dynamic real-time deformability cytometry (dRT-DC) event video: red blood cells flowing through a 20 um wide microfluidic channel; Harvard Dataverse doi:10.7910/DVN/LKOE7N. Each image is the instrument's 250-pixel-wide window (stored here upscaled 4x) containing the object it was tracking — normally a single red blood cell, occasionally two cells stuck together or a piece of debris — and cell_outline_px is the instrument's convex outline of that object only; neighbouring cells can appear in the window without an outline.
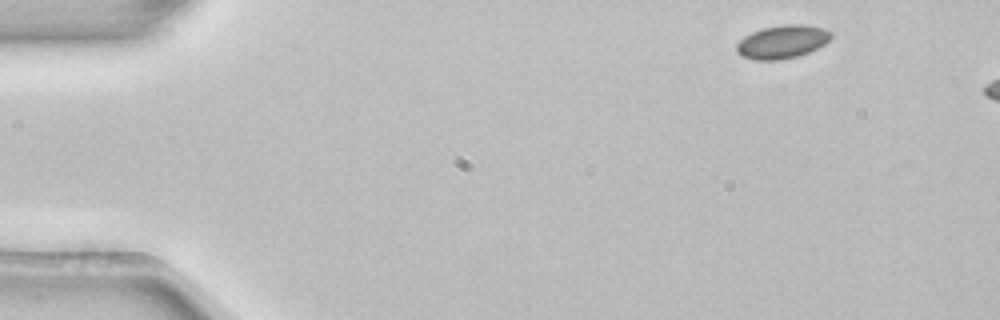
{"species": "common noctule bat (a hibernating species)", "species_latin": "Nyctalus noctula", "temperature_condition": "room temperature", "stored_images_in_passage": 3, "camera_frame_rate_fps": 3000, "um_per_image_px": 0.085, "animal": {"sex": "female", "body_mass_g": 22.7, "forearm_length_mm": 54.2}, "frame": {"image": 1, "passage_image": 1, "time_ms": 0.0, "image_size_px": [1000, 320], "cell_outline_px": [[832, 36], [824, 44], [808, 52], [796, 56], [776, 60], [756, 60], [740, 56], [736, 52], [736, 44], [744, 36], [752, 32], [764, 28], [784, 24], [804, 24], [824, 28], [832, 32]], "centroid_in_image_um": [66.47, 3.55], "position_along_channel_um": 18.5, "area_um2": 18.26}}